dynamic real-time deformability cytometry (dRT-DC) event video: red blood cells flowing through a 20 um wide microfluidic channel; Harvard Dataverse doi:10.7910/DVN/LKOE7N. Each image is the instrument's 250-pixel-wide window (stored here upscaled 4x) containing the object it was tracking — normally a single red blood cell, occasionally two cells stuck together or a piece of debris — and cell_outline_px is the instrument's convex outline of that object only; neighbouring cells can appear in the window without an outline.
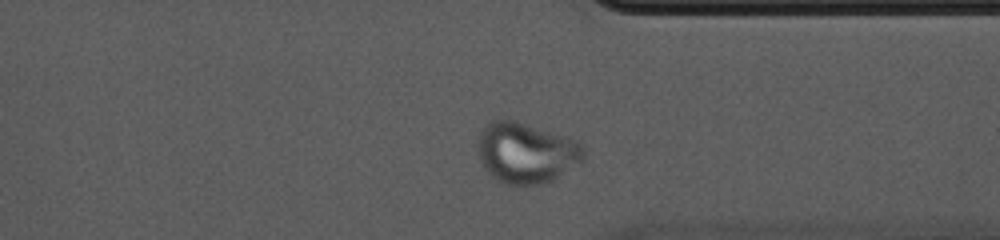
{"species": "common noctule bat (a hibernating species)", "species_latin": "Nyctalus noctula", "temperature_condition": "cold", "stored_images_in_passage": 33, "camera_frame_rate_fps": 3000, "um_per_image_px": 0.085, "animal": {"sex": "female", "body_mass_g": 10.0, "forearm_length_mm": 53.1}, "frame": {"image": 1, "passage_image": 28, "time_ms": 9.0, "image_size_px": [1000, 240], "cell_outline_px": [[584, 156], [580, 164], [552, 180], [540, 184], [516, 188], [496, 180], [488, 172], [480, 160], [476, 152], [480, 128], [492, 120], [512, 120], [564, 136], [576, 140], [584, 148]], "centroid_in_image_um": [44.69, 13.03], "position_along_channel_um": 366.7, "area_um2": 37.8}}